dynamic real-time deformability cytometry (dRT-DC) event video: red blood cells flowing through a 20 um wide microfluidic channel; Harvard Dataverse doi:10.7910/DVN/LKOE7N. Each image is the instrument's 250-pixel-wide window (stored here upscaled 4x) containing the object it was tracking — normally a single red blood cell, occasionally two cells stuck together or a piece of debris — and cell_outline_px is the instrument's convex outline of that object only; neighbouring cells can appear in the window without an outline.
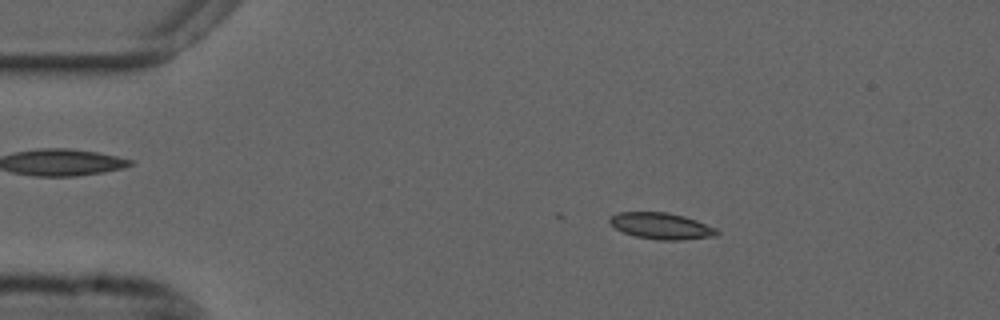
{"species": "common noctule bat (a hibernating species)", "species_latin": "Nyctalus noctula", "temperature_condition": "cold", "stored_images_in_passage": 54, "camera_frame_rate_fps": 3000, "um_per_image_px": 0.085, "animal": {"sex": "male", "forearm_length_mm": 52.5}, "frame": {"image": 1, "passage_image": 9, "time_ms": 2.667, "image_size_px": [1000, 320], "cell_outline_px": [[720, 232], [716, 236], [680, 240], [660, 240], [636, 236], [624, 232], [616, 228], [608, 220], [612, 216], [620, 212], [668, 212], [684, 216], [696, 220], [716, 228]], "centroid_in_image_um": [56.25, 19.2], "position_along_channel_um": 28.7, "area_um2": 16.3}}
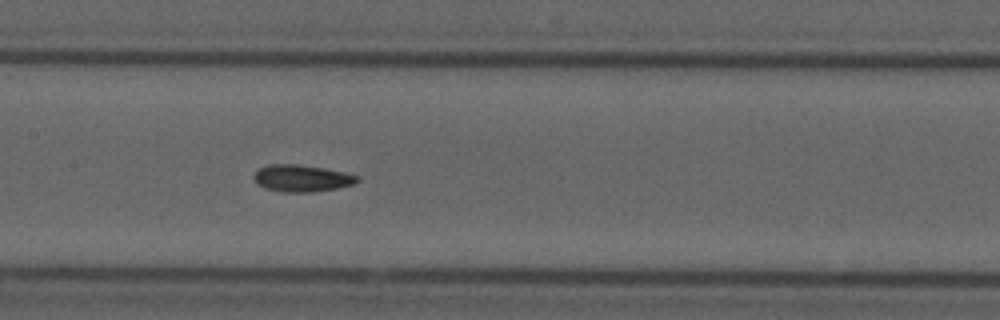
{"frame": {"image": 2, "passage_image": 26, "time_ms": 8.333, "image_size_px": [1000, 320], "cell_outline_px": [[360, 180], [352, 184], [336, 188], [312, 192], [284, 192], [264, 188], [256, 184], [252, 176], [260, 168], [268, 164], [300, 164], [324, 168], [344, 172], [360, 176]], "centroid_in_image_um": [25.63, 15.14], "position_along_channel_um": 181.8, "area_um2": 16.3}}
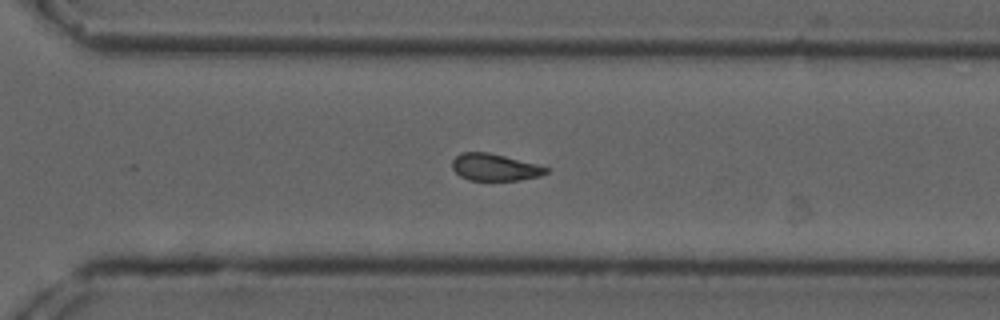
{"frame": {"image": 3, "passage_image": 38, "time_ms": 12.333, "image_size_px": [1000, 320], "cell_outline_px": [[548, 172], [540, 176], [520, 180], [468, 180], [460, 176], [452, 168], [452, 160], [460, 152], [488, 152], [536, 164], [548, 168]], "centroid_in_image_um": [42.02, 14.22], "position_along_channel_um": 328.6, "area_um2": 14.68}, "authors_computed_cell_mechanics": {"area_um2": 15.7794, "velocity_mm_per_s": 3.6819, "shape_relaxation_time_tau1_ms": 10.1952, "shape_relaxation_time_tau2_ms": 2.2911, "deformation_change_tau1": 0.1716, "deformation_change_tau2": 0.067}}